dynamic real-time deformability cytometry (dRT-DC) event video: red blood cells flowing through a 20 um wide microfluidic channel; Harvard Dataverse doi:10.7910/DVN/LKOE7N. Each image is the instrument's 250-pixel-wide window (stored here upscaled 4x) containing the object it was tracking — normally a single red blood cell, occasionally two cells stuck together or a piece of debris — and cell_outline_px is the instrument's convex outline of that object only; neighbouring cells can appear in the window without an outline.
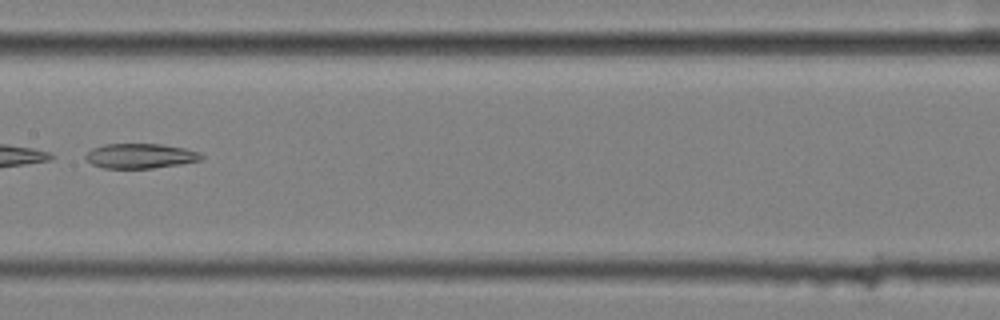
{"species": "common noctule bat (a hibernating species)", "species_latin": "Nyctalus noctula", "temperature_condition": "cold", "stored_images_in_passage": 11, "camera_frame_rate_fps": 3000, "um_per_image_px": 0.085, "animal": {"sex": "female", "body_mass_g": 25.1}, "frame": {"image": 1, "passage_image": 8, "time_ms": 2.333, "image_size_px": [1000, 320], "cell_outline_px": [[204, 156], [200, 160], [180, 164], [152, 168], [104, 168], [92, 164], [84, 156], [92, 148], [104, 144], [160, 144], [184, 148], [200, 152]], "centroid_in_image_um": [11.93, 13.25], "position_along_channel_um": 195.5, "area_um2": 16.65}}
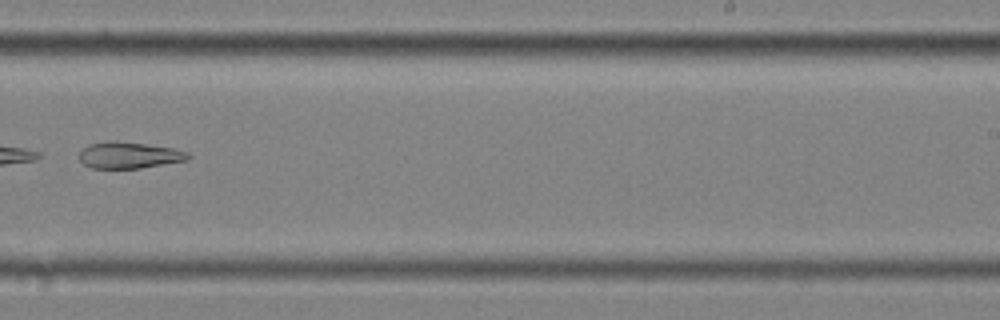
{"frame": {"image": 2, "passage_image": 10, "time_ms": 3.0, "image_size_px": [1000, 320], "cell_outline_px": [[192, 156], [188, 160], [140, 168], [92, 168], [84, 164], [80, 160], [80, 152], [88, 144], [108, 140], [116, 140], [172, 148], [188, 152]], "centroid_in_image_um": [10.97, 13.18], "position_along_channel_um": 278.0, "area_um2": 16.76}}